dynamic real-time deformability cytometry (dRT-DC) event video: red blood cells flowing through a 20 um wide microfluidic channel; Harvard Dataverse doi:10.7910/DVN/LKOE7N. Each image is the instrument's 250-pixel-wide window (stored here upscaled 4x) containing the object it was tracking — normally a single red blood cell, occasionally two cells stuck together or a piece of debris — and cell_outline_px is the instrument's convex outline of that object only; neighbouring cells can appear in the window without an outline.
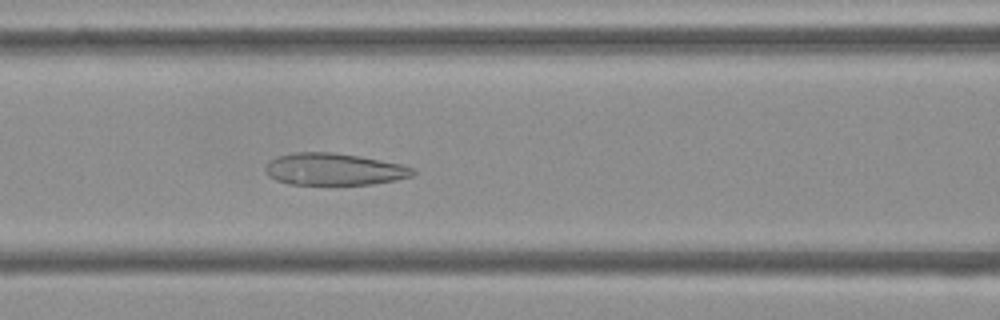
{"species": "Egyptian fruit bat (a non-hibernating species)", "species_latin": "Rousettus aegyptiacus", "temperature_condition": "cold", "stored_images_in_passage": 52, "camera_frame_rate_fps": 3000, "um_per_image_px": 0.085, "frame": {"image": 1, "passage_image": 21, "time_ms": 6.667, "image_size_px": [1000, 320], "cell_outline_px": [[416, 172], [412, 176], [396, 180], [372, 184], [288, 184], [276, 180], [268, 176], [264, 168], [268, 160], [276, 156], [296, 152], [332, 152], [360, 156], [400, 164], [416, 168]], "centroid_in_image_um": [28.37, 14.38], "position_along_channel_um": 138.2, "area_um2": 27.63}}
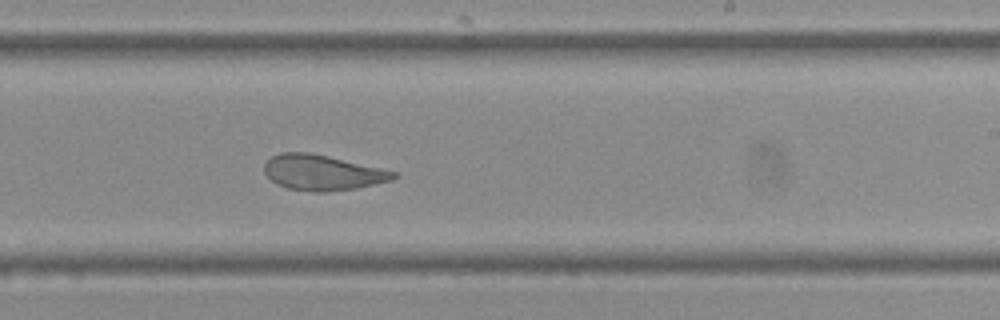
{"frame": {"image": 2, "passage_image": 31, "time_ms": 10.0, "image_size_px": [1000, 320], "cell_outline_px": [[400, 176], [392, 180], [356, 188], [324, 192], [316, 192], [288, 188], [276, 184], [264, 172], [264, 164], [272, 156], [280, 152], [308, 152], [328, 156], [400, 172]], "centroid_in_image_um": [27.44, 14.66], "position_along_channel_um": 261.6, "area_um2": 26.7}}
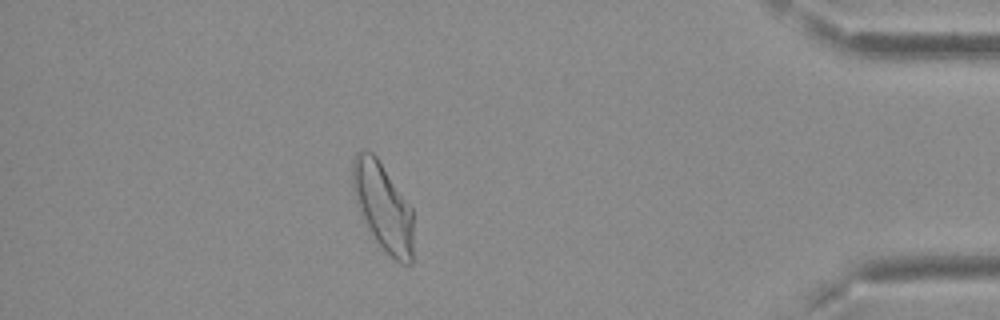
{"frame": {"image": 3, "passage_image": 46, "time_ms": 15.0, "image_size_px": [1000, 320], "cell_outline_px": [[412, 264], [400, 264], [388, 256], [368, 232], [364, 224], [356, 204], [352, 188], [352, 160], [356, 152], [364, 148], [372, 152], [376, 156], [412, 208]], "centroid_in_image_um": [32.51, 17.59], "position_along_channel_um": 402.7, "area_um2": 31.67}}